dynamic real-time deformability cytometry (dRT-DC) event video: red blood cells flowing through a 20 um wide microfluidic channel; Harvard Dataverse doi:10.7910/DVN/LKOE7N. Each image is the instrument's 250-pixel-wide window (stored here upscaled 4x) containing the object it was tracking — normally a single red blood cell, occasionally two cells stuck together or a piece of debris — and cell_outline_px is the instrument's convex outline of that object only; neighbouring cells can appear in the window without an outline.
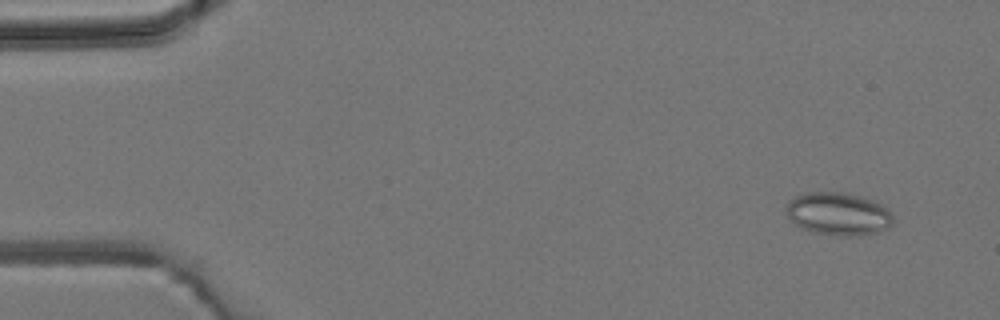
{"species": "common noctule bat (a hibernating species)", "species_latin": "Nyctalus noctula", "temperature_condition": "room temperature", "stored_images_in_passage": 4, "camera_frame_rate_fps": 3000, "um_per_image_px": 0.085, "animal": {"sex": "male", "body_mass_g": 19.2, "forearm_length_mm": 51.8}, "frame": {"image": 1, "passage_image": 1, "time_ms": 0.0, "image_size_px": [1000, 320], "cell_outline_px": [[892, 224], [888, 228], [880, 232], [860, 236], [840, 236], [812, 232], [800, 228], [788, 216], [788, 200], [804, 192], [840, 192], [860, 196], [872, 200], [888, 208], [892, 216]], "centroid_in_image_um": [71.28, 18.19], "position_along_channel_um": 13.7, "area_um2": 26.76}}